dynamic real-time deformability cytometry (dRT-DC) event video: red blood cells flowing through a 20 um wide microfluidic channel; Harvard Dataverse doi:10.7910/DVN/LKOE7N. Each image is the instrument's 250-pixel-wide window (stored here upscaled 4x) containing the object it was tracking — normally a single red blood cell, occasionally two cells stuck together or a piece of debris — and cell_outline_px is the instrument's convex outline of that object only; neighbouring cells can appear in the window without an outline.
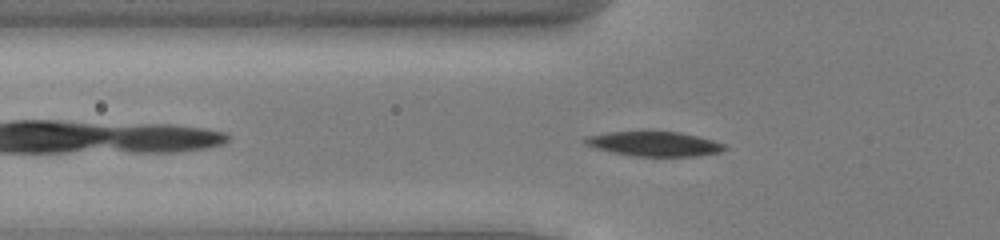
{"species": "common noctule bat (a hibernating species)", "species_latin": "Nyctalus noctula", "temperature_condition": "cold", "stored_images_in_passage": 40, "camera_frame_rate_fps": 3000, "um_per_image_px": 0.085, "animal": {"sex": "male", "body_mass_g": 13.0, "forearm_length_mm": 53.1}, "frame": {"image": 1, "passage_image": 6, "time_ms": 1.667, "image_size_px": [1000, 240], "cell_outline_px": [[728, 148], [720, 152], [696, 156], [636, 156], [596, 148], [584, 144], [584, 136], [608, 132], [680, 132], [712, 140], [724, 144]], "centroid_in_image_um": [55.61, 12.23], "position_along_channel_um": 70.2, "area_um2": 19.71}}
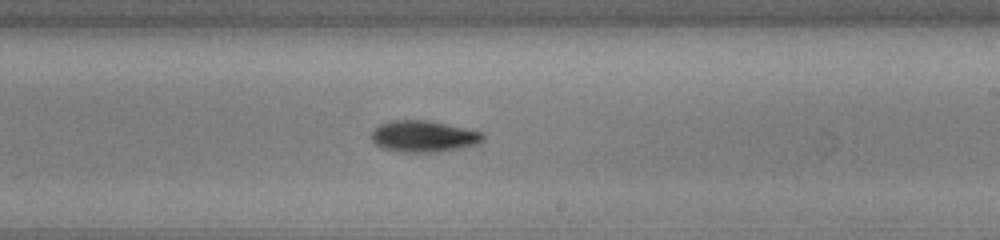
{"frame": {"image": 2, "passage_image": 20, "time_ms": 6.333, "image_size_px": [1000, 240], "cell_outline_px": [[484, 140], [480, 144], [436, 152], [404, 152], [384, 148], [376, 144], [372, 140], [372, 132], [380, 124], [388, 120], [424, 120], [484, 132]], "centroid_in_image_um": [36.03, 11.59], "position_along_channel_um": 253.0, "area_um2": 20.23}}
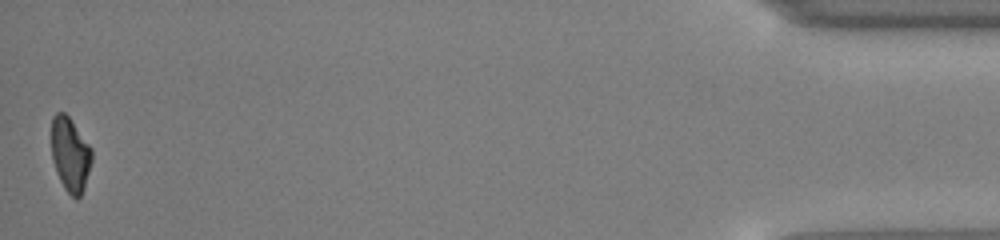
{"frame": {"image": 3, "passage_image": 40, "time_ms": 13.0, "image_size_px": [1000, 240], "cell_outline_px": [[92, 160], [84, 188], [80, 196], [76, 200], [64, 188], [56, 172], [52, 160], [52, 116], [56, 112], [64, 112], [68, 116], [92, 148]], "centroid_in_image_um": [5.97, 13.13], "position_along_channel_um": 429.2, "area_um2": 17.4}, "authors_computed_cell_mechanics": {"area_um2": 19.4786, "velocity_mm_per_s": 3.9521, "shape_relaxation_time_tau1_ms": 2.3837, "shape_relaxation_time_tau2_ms": null, "deformation_change_tau1": 0.1206, "deformation_change_tau2": null}}